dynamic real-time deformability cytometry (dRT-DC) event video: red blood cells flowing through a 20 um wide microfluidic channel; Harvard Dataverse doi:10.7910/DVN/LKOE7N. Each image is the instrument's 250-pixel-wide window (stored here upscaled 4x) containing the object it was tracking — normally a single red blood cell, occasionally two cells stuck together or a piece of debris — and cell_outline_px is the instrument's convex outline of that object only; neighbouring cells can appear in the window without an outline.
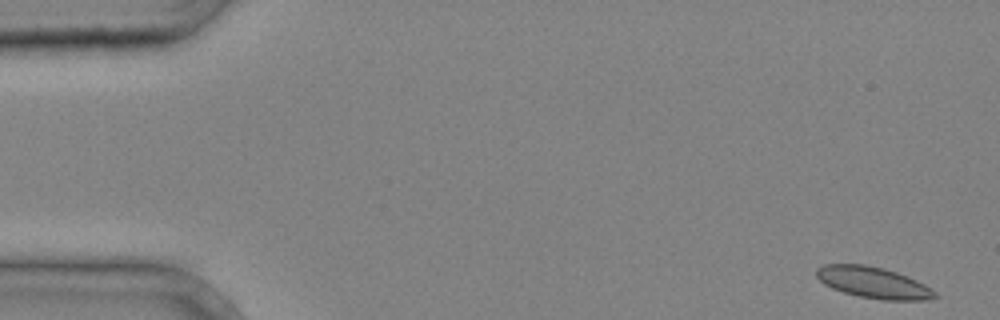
{"species": "common noctule bat (a hibernating species)", "species_latin": "Nyctalus noctula", "temperature_condition": "cold", "stored_images_in_passage": 40, "camera_frame_rate_fps": 3000, "um_per_image_px": 0.085, "animal": {"sex": "male", "body_mass_g": 20.4}, "frame": {"image": 1, "passage_image": 1, "time_ms": 0.0, "image_size_px": [1000, 320], "cell_outline_px": [[940, 296], [924, 300], [884, 300], [860, 296], [844, 292], [832, 288], [824, 284], [816, 276], [816, 268], [824, 264], [864, 264], [884, 268], [896, 272], [916, 280], [924, 284], [936, 292]], "centroid_in_image_um": [74.22, 24.01], "position_along_channel_um": 10.8, "area_um2": 21.5}}
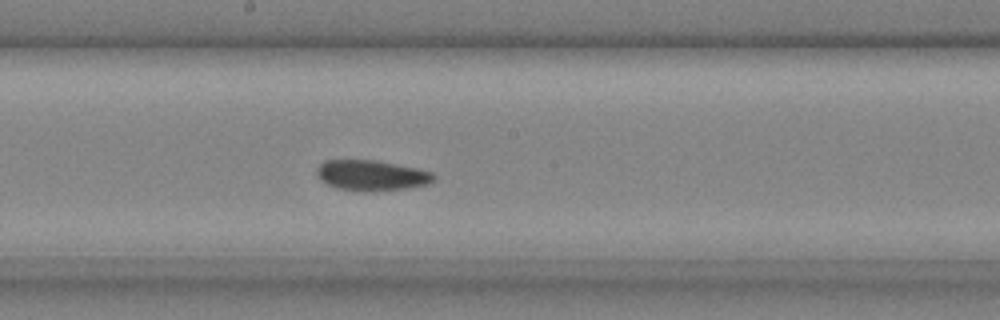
{"frame": {"image": 2, "passage_image": 22, "time_ms": 7.0, "image_size_px": [1000, 320], "cell_outline_px": [[436, 180], [428, 184], [408, 188], [372, 192], [336, 188], [320, 180], [316, 172], [316, 168], [324, 160], [376, 160], [416, 168], [432, 172], [436, 176]], "centroid_in_image_um": [31.59, 14.91], "position_along_channel_um": 216.6, "area_um2": 20.92}}
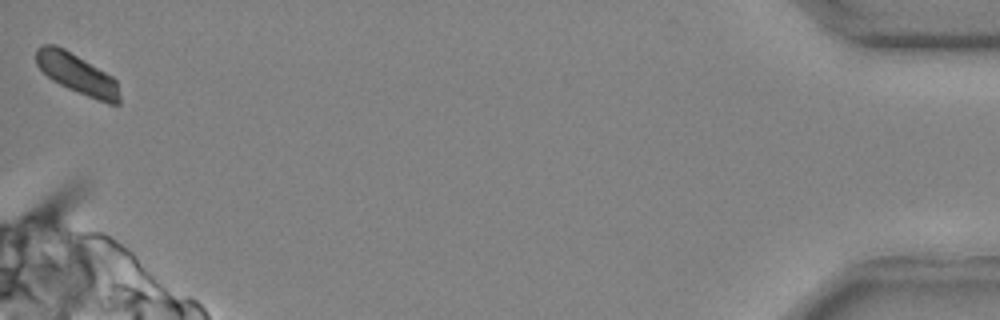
{"frame": {"image": 3, "passage_image": 40, "time_ms": 13.0, "image_size_px": [1000, 320], "cell_outline_px": [[120, 104], [108, 104], [68, 88], [52, 80], [36, 64], [36, 48], [40, 44], [52, 44], [64, 48], [112, 76], [116, 80], [120, 96]], "centroid_in_image_um": [6.55, 6.27], "position_along_channel_um": 428.7, "area_um2": 19.36}}